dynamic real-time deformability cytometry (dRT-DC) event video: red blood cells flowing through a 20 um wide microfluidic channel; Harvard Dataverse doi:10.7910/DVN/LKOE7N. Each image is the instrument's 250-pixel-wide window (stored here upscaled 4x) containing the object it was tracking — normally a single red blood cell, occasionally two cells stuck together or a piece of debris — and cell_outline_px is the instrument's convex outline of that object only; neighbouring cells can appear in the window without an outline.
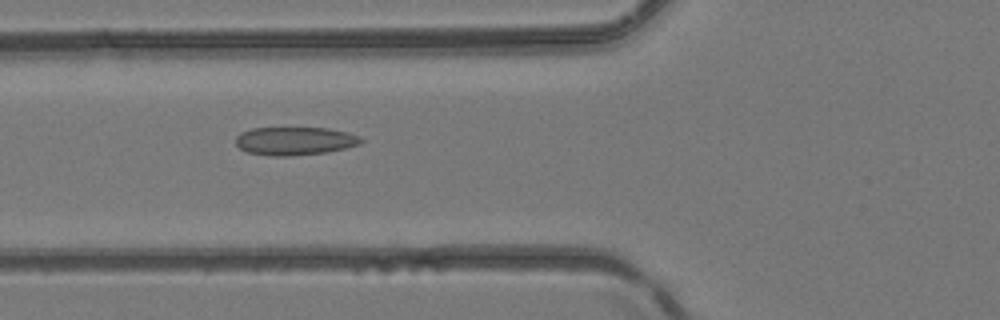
{"species": "common noctule bat (a hibernating species)", "species_latin": "Nyctalus noctula", "temperature_condition": "room temperature", "stored_images_in_passage": 5, "camera_frame_rate_fps": 3000, "um_per_image_px": 0.085, "animal": {"sex": "female", "body_mass_g": 24.6, "forearm_length_mm": 56.2}, "frame": {"image": 1, "passage_image": 5, "time_ms": 1.333, "image_size_px": [1000, 320], "cell_outline_px": [[364, 140], [360, 144], [328, 152], [292, 156], [272, 156], [248, 152], [240, 148], [236, 144], [236, 136], [240, 132], [252, 128], [328, 128], [348, 132], [360, 136]], "centroid_in_image_um": [25.07, 11.98], "position_along_channel_um": 100.7, "area_um2": 20.69}}